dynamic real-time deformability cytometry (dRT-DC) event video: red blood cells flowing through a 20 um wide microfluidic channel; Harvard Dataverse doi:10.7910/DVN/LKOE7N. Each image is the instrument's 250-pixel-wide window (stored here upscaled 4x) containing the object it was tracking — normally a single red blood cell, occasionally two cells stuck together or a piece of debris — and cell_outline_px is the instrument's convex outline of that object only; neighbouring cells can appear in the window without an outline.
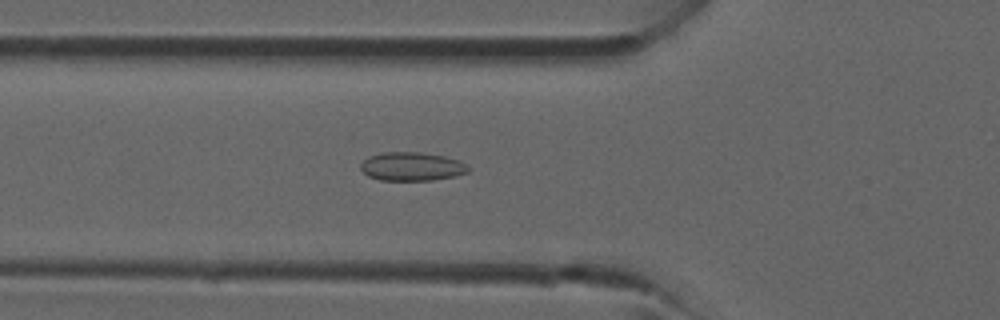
{"species": "common noctule bat (a hibernating species)", "species_latin": "Nyctalus noctula", "temperature_condition": "room temperature", "stored_images_in_passage": 42, "camera_frame_rate_fps": 3000, "um_per_image_px": 0.085, "animal": {"sex": "male", "forearm_length_mm": 52.5}, "frame": {"image": 1, "passage_image": 15, "time_ms": 4.667, "image_size_px": [1000, 320], "cell_outline_px": [[472, 168], [468, 172], [456, 176], [432, 180], [380, 180], [368, 176], [360, 168], [360, 164], [368, 156], [384, 152], [420, 152], [444, 156], [460, 160]], "centroid_in_image_um": [35.03, 14.15], "position_along_channel_um": 90.8, "area_um2": 18.09}}
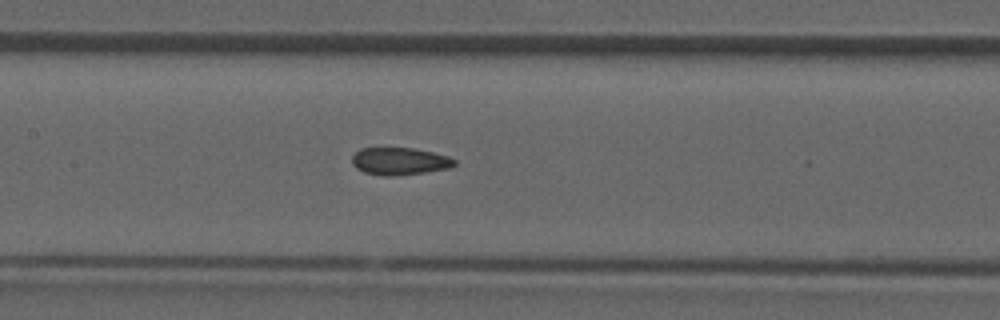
{"frame": {"image": 2, "passage_image": 20, "time_ms": 6.333, "image_size_px": [1000, 320], "cell_outline_px": [[456, 164], [452, 168], [424, 172], [392, 176], [384, 176], [364, 172], [356, 168], [352, 164], [352, 156], [360, 148], [412, 148], [432, 152], [448, 156], [456, 160]], "centroid_in_image_um": [33.97, 13.7], "position_along_channel_um": 173.4, "area_um2": 16.36}}
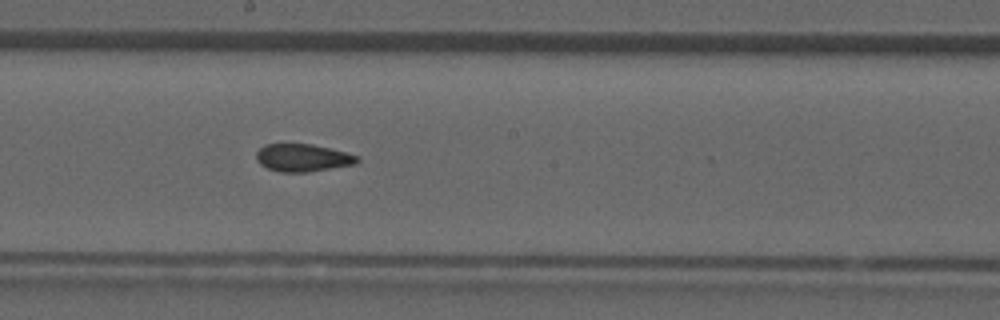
{"frame": {"image": 3, "passage_image": 23, "time_ms": 7.333, "image_size_px": [1000, 320], "cell_outline_px": [[360, 160], [356, 164], [308, 172], [280, 172], [268, 168], [260, 164], [256, 160], [256, 152], [264, 144], [312, 144], [360, 156]], "centroid_in_image_um": [25.73, 13.41], "position_along_channel_um": 222.5, "area_um2": 16.24}}